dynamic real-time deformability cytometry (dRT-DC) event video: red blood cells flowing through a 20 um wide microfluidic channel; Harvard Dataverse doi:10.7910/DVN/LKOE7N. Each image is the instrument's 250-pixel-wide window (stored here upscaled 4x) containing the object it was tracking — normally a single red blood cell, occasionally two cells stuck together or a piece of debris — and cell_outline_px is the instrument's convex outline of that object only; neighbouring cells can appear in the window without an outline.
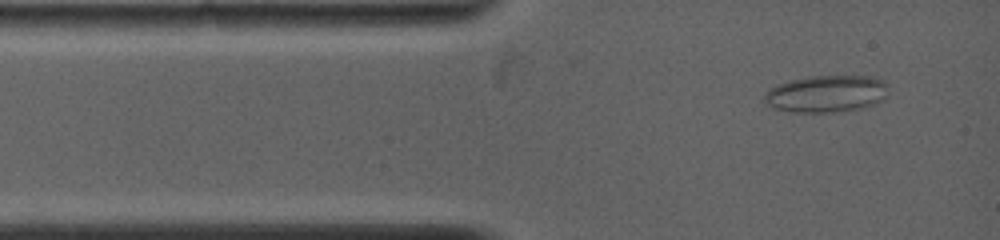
{"species": "common noctule bat (a hibernating species)", "species_latin": "Nyctalus noctula", "temperature_condition": "warm", "stored_images_in_passage": 33, "camera_frame_rate_fps": 5000, "um_per_image_px": 0.085, "animal": {"sex": "female", "body_mass_g": 19.0, "forearm_length_mm": 53.3}, "frame": {"image": 1, "passage_image": 3, "time_ms": 0.6, "image_size_px": [1000, 240], "cell_outline_px": [[888, 96], [876, 104], [860, 108], [832, 112], [792, 112], [772, 108], [764, 100], [764, 96], [768, 88], [776, 84], [792, 80], [812, 76], [868, 76], [884, 80], [888, 84]], "centroid_in_image_um": [70.26, 7.97], "position_along_channel_um": 14.7, "area_um2": 26.93}}
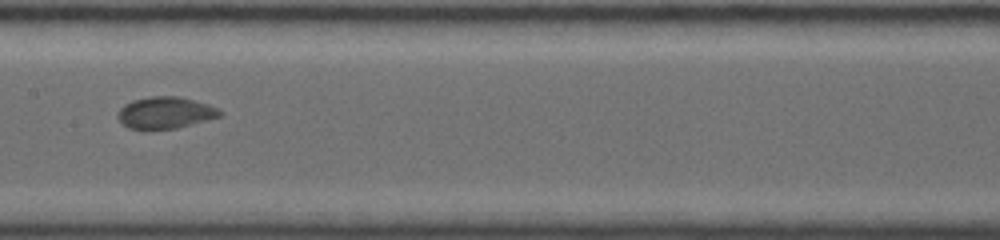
{"frame": {"image": 2, "passage_image": 17, "time_ms": 5.8, "image_size_px": [1000, 240], "cell_outline_px": [[224, 112], [220, 116], [176, 128], [128, 128], [116, 116], [120, 108], [124, 104], [132, 100], [148, 96], [176, 96], [208, 104]], "centroid_in_image_um": [14.03, 9.56], "position_along_channel_um": 193.4, "area_um2": 18.5}}
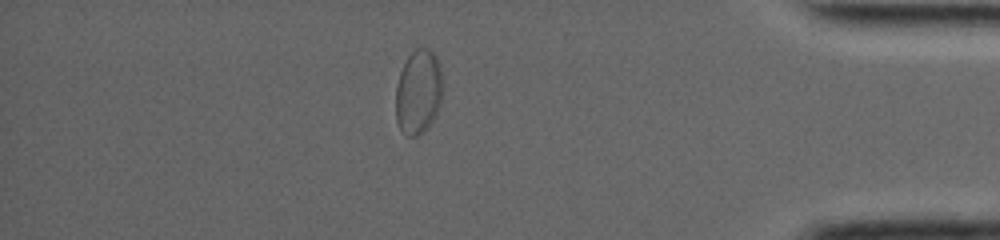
{"frame": {"image": 3, "passage_image": 29, "time_ms": 12.0, "image_size_px": [1000, 240], "cell_outline_px": [[440, 104], [436, 116], [428, 128], [416, 136], [408, 136], [400, 128], [396, 120], [396, 84], [400, 72], [408, 56], [416, 48], [428, 48], [436, 56], [440, 64]], "centroid_in_image_um": [35.54, 7.82], "position_along_channel_um": 399.7, "area_um2": 22.89}}